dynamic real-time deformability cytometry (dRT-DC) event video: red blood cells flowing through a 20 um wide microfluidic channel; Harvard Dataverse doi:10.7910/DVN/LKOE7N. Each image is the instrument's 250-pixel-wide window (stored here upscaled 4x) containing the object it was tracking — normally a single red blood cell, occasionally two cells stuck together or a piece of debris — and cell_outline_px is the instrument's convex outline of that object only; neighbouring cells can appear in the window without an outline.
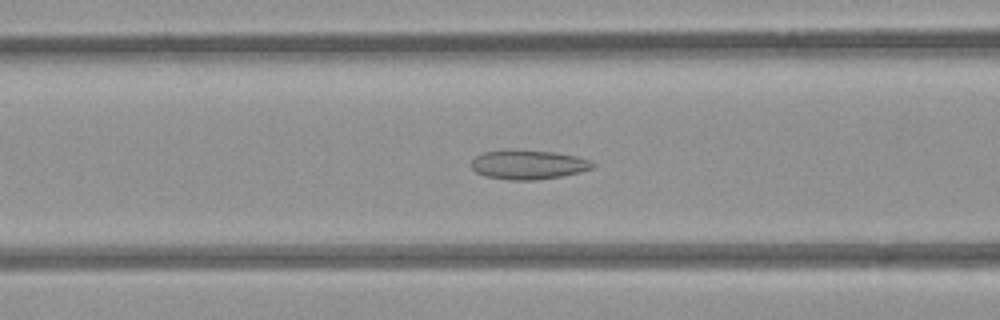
{"species": "common noctule bat (a hibernating species)", "species_latin": "Nyctalus noctula", "temperature_condition": "room temperature", "stored_images_in_passage": 51, "camera_frame_rate_fps": 3000, "um_per_image_px": 0.085, "animal": {"sex": "female", "body_mass_g": 21.9}, "frame": {"image": 1, "passage_image": 20, "time_ms": 6.333, "image_size_px": [1000, 320], "cell_outline_px": [[596, 164], [592, 168], [580, 172], [560, 176], [536, 180], [508, 180], [484, 176], [476, 172], [472, 168], [472, 160], [476, 156], [484, 152], [552, 152], [576, 156], [588, 160]], "centroid_in_image_um": [44.91, 14.04], "position_along_channel_um": 121.7, "area_um2": 19.88}}
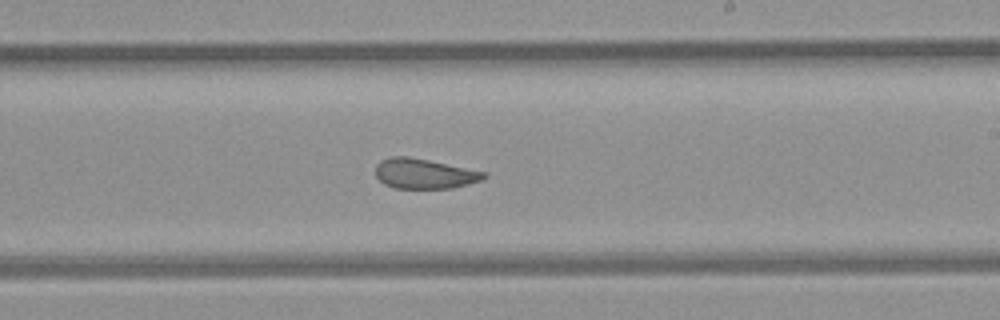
{"frame": {"image": 2, "passage_image": 30, "time_ms": 9.667, "image_size_px": [1000, 320], "cell_outline_px": [[488, 176], [480, 180], [452, 188], [392, 188], [384, 184], [376, 176], [376, 164], [380, 160], [392, 156], [408, 156], [488, 172]], "centroid_in_image_um": [36.05, 14.75], "position_along_channel_um": 253.0, "area_um2": 18.96}}
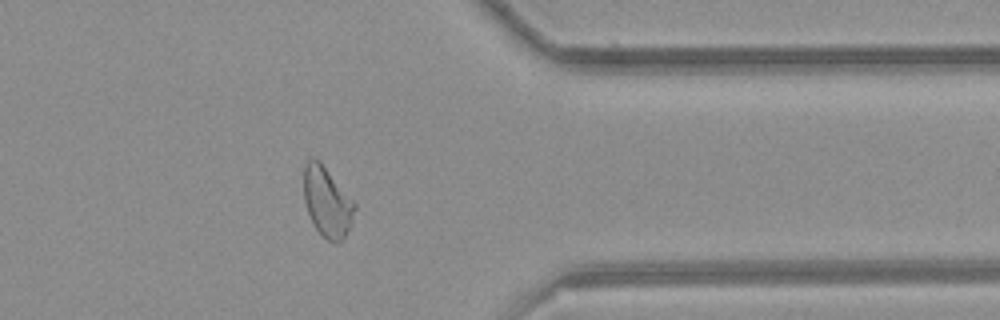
{"frame": {"image": 3, "passage_image": 41, "time_ms": 13.333, "image_size_px": [1000, 320], "cell_outline_px": [[356, 208], [352, 220], [344, 240], [336, 244], [332, 244], [316, 228], [308, 212], [304, 200], [304, 164], [312, 156], [320, 160], [356, 204]], "centroid_in_image_um": [27.81, 17.15], "position_along_channel_um": 383.6, "area_um2": 20.75}, "authors_computed_cell_mechanics": {"area_um2": 21.386, "velocity_mm_per_s": 3.9394, "shape_relaxation_time_tau1_ms": null, "shape_relaxation_time_tau2_ms": 1.9859, "deformation_change_tau1": null, "deformation_change_tau2": 0.0827}}